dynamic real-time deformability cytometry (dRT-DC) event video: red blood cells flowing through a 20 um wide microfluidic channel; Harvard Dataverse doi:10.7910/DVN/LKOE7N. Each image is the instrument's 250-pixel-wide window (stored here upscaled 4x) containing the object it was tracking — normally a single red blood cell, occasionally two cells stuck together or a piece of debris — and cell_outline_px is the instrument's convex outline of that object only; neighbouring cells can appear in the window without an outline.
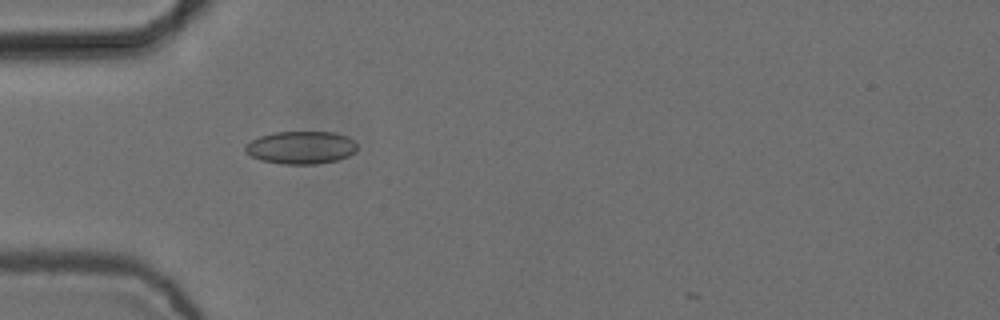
{"species": "common noctule bat (a hibernating species)", "species_latin": "Nyctalus noctula", "temperature_condition": "cold", "stored_images_in_passage": 3, "camera_frame_rate_fps": 3000, "um_per_image_px": 0.085, "animal": {"sex": "female", "body_mass_g": 24.6, "forearm_length_mm": 56.2}, "frame": {"image": 1, "passage_image": 3, "time_ms": 0.667, "image_size_px": [1000, 320], "cell_outline_px": [[356, 152], [348, 156], [336, 160], [316, 164], [280, 164], [260, 160], [244, 152], [244, 144], [260, 136], [272, 132], [336, 132], [348, 136], [356, 144]], "centroid_in_image_um": [25.56, 12.54], "position_along_channel_um": 59.4, "area_um2": 21.56}}